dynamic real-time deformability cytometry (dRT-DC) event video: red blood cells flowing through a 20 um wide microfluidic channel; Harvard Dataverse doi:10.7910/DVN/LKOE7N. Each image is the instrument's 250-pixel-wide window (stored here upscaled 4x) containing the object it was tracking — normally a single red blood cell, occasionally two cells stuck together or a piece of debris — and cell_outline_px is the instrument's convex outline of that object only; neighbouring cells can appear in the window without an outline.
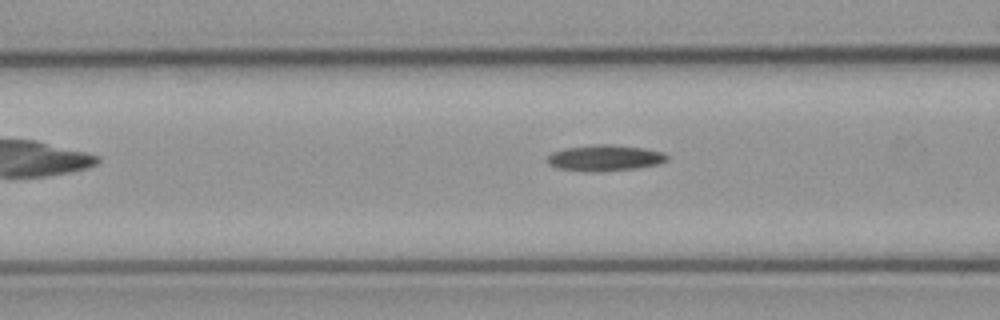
{"species": "common noctule bat (a hibernating species)", "species_latin": "Nyctalus noctula", "temperature_condition": "cold", "stored_images_in_passage": 12, "camera_frame_rate_fps": 3000, "um_per_image_px": 0.085, "animal": {"sex": "male", "body_mass_g": 23.1, "forearm_length_mm": 52.7}, "frame": {"image": 1, "passage_image": 9, "time_ms": 2.667, "image_size_px": [1000, 320], "cell_outline_px": [[668, 160], [656, 164], [636, 168], [596, 172], [588, 172], [560, 168], [548, 164], [548, 156], [552, 152], [568, 148], [592, 144], [612, 144], [644, 148], [664, 152], [668, 156]], "centroid_in_image_um": [51.43, 13.42], "position_along_channel_um": 115.2, "area_um2": 18.09}}